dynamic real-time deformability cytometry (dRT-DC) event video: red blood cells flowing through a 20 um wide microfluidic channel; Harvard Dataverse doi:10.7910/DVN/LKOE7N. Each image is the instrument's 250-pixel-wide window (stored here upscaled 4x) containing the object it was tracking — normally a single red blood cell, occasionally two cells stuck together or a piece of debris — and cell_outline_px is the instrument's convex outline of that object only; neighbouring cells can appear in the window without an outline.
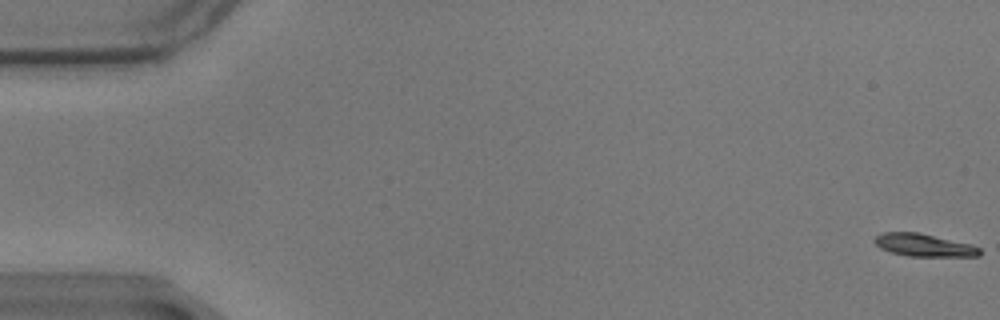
{"species": "common noctule bat (a hibernating species)", "species_latin": "Nyctalus noctula", "temperature_condition": "warm", "stored_images_in_passage": 13, "camera_frame_rate_fps": 3000, "um_per_image_px": 0.085, "animal": {"sex": "male", "body_mass_g": 17.9}, "frame": {"image": 1, "passage_image": 1, "time_ms": 0.0, "image_size_px": [1000, 320], "cell_outline_px": [[980, 256], [908, 256], [892, 252], [880, 248], [872, 240], [876, 236], [884, 232], [920, 232], [972, 244], [980, 248]], "centroid_in_image_um": [78.54, 20.82], "position_along_channel_um": 6.5, "area_um2": 13.93}}